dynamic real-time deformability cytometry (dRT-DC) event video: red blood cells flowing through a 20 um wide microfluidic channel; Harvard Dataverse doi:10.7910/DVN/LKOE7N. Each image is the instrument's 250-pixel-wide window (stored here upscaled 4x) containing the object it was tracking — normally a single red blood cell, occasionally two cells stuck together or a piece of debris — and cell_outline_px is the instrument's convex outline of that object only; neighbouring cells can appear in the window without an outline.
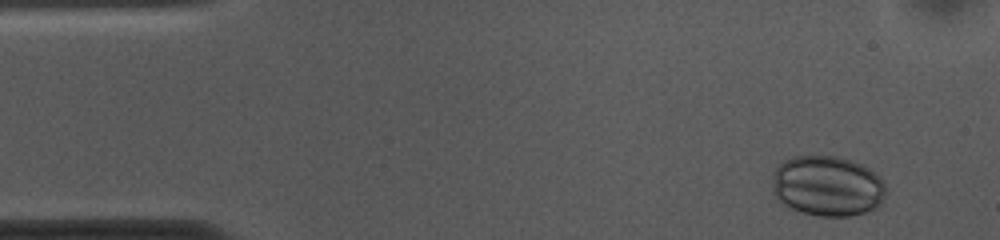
{"species": "common noctule bat (a hibernating species)", "species_latin": "Nyctalus noctula", "temperature_condition": "cold", "stored_images_in_passage": 45, "camera_frame_rate_fps": 3000, "um_per_image_px": 0.085, "animal": {"sex": "female", "body_mass_g": 10.0, "forearm_length_mm": 53.1}, "frame": {"image": 1, "passage_image": 3, "time_ms": 0.667, "image_size_px": [1000, 240], "cell_outline_px": [[884, 196], [880, 204], [876, 208], [864, 212], [848, 216], [820, 216], [804, 212], [792, 208], [784, 204], [776, 196], [772, 188], [776, 168], [784, 160], [792, 156], [836, 156], [852, 160], [876, 172], [884, 184]], "centroid_in_image_um": [70.34, 15.8], "position_along_channel_um": 14.7, "area_um2": 39.65}}
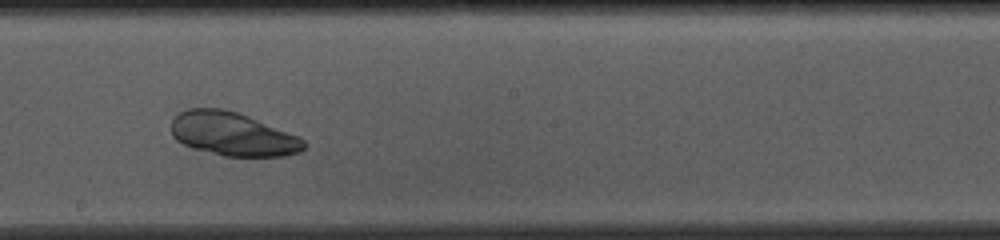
{"frame": {"image": 2, "passage_image": 28, "time_ms": 9.0, "image_size_px": [1000, 240], "cell_outline_px": [[308, 144], [300, 152], [284, 156], [224, 156], [192, 148], [176, 140], [172, 136], [172, 120], [180, 112], [188, 108], [224, 108], [248, 116], [300, 136]], "centroid_in_image_um": [19.8, 11.4], "position_along_channel_um": 228.4, "area_um2": 33.76}}
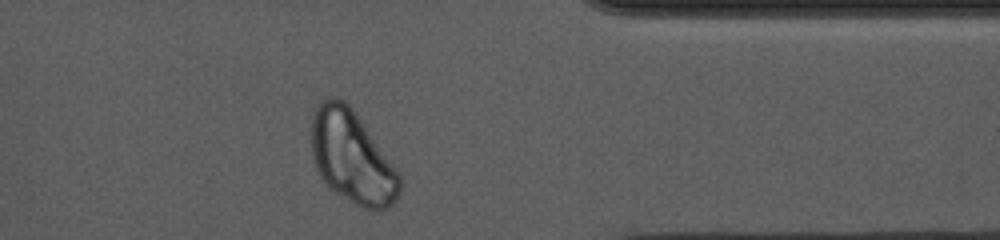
{"frame": {"image": 3, "passage_image": 42, "time_ms": 13.667, "image_size_px": [1000, 240], "cell_outline_px": [[400, 192], [396, 200], [388, 208], [380, 212], [364, 208], [356, 204], [332, 188], [320, 176], [316, 168], [312, 156], [312, 112], [328, 96], [336, 96], [344, 100], [356, 112], [396, 168], [400, 176]], "centroid_in_image_um": [29.94, 13.34], "position_along_channel_um": 381.5, "area_um2": 47.34}}